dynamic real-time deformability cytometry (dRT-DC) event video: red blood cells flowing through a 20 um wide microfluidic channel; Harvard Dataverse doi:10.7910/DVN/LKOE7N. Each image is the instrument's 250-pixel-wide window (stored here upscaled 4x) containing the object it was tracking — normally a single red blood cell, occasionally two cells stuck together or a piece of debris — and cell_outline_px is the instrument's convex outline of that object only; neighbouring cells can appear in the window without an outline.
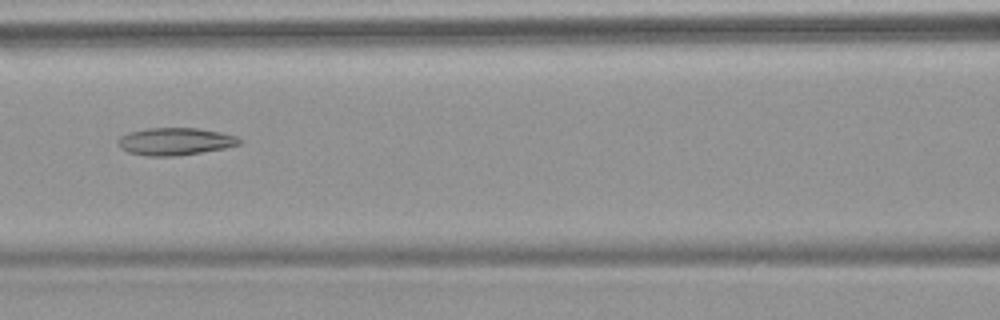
{"species": "common noctule bat (a hibernating species)", "species_latin": "Nyctalus noctula", "temperature_condition": "warm", "stored_images_in_passage": 6, "camera_frame_rate_fps": 3000, "um_per_image_px": 0.085, "animal": {"sex": "female", "body_mass_g": 18.4}, "frame": {"image": 1, "passage_image": 6, "time_ms": 6.667, "image_size_px": [1000, 320], "cell_outline_px": [[244, 140], [240, 144], [224, 148], [176, 156], [148, 156], [128, 152], [120, 148], [120, 136], [128, 132], [148, 128], [196, 128], [220, 132], [236, 136]], "centroid_in_image_um": [14.91, 12.02], "position_along_channel_um": 151.7, "area_um2": 19.25}}